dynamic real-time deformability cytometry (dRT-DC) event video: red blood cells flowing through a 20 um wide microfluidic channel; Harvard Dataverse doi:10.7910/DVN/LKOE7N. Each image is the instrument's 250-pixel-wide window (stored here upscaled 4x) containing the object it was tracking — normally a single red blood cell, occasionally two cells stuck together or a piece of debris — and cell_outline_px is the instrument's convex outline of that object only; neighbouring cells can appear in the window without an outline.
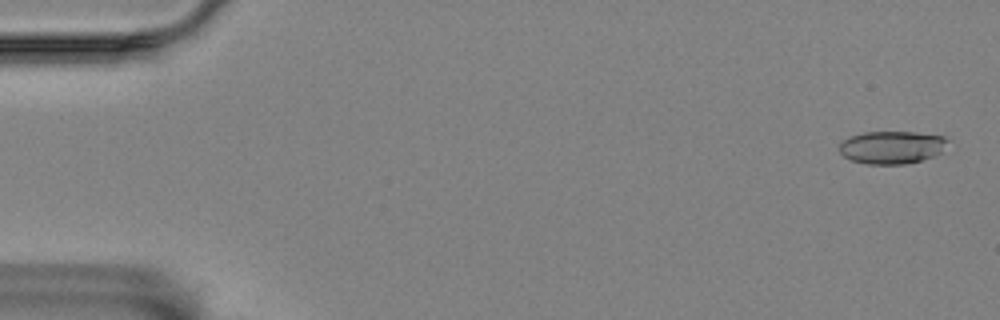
{"species": "Egyptian fruit bat (a non-hibernating species)", "species_latin": "Rousettus aegyptiacus", "temperature_condition": "room temperature", "stored_images_in_passage": 7, "segment_of_instrument_passage": [1, 2], "camera_frame_rate_fps": 3000, "um_per_image_px": 0.085, "animal": {"sex": "female"}, "frame": {"image": 1, "passage_image": 1, "time_ms": 0.0, "image_size_px": [1000, 320], "cell_outline_px": [[952, 140], [936, 156], [904, 164], [868, 164], [852, 160], [844, 156], [840, 152], [840, 144], [848, 136], [864, 132], [916, 132], [944, 136]], "centroid_in_image_um": [75.85, 12.51], "position_along_channel_um": 9.2, "area_um2": 20.81}}